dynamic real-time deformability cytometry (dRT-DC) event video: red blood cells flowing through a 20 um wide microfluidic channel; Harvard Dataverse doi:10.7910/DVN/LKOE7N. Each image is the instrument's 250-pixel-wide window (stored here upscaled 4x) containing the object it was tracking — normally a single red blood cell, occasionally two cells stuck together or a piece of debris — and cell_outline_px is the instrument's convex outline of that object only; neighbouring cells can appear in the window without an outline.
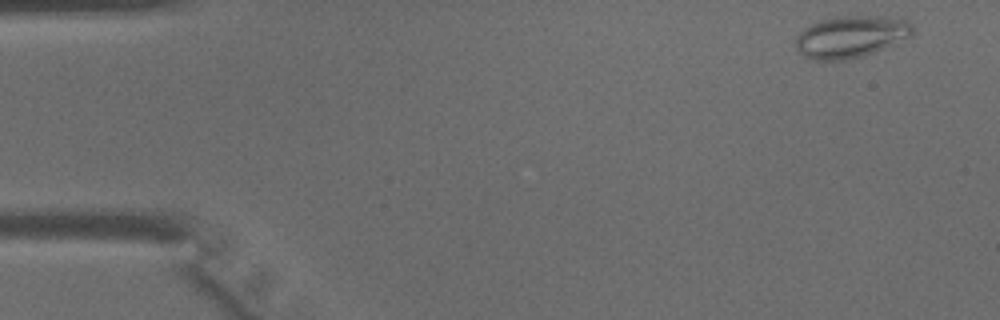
{"species": "common noctule bat (a hibernating species)", "species_latin": "Nyctalus noctula", "temperature_condition": "warm", "stored_images_in_passage": 44, "camera_frame_rate_fps": 3000, "um_per_image_px": 0.085, "animal": {"sex": "male", "body_mass_g": 15.6}, "frame": {"image": 1, "passage_image": 2, "time_ms": 0.333, "image_size_px": [1000, 320], "cell_outline_px": [[912, 36], [864, 56], [844, 60], [816, 60], [804, 56], [796, 48], [796, 36], [804, 28], [820, 20], [836, 16], [904, 16], [912, 24]], "centroid_in_image_um": [72.36, 3.09], "position_along_channel_um": 12.6, "area_um2": 28.78}}
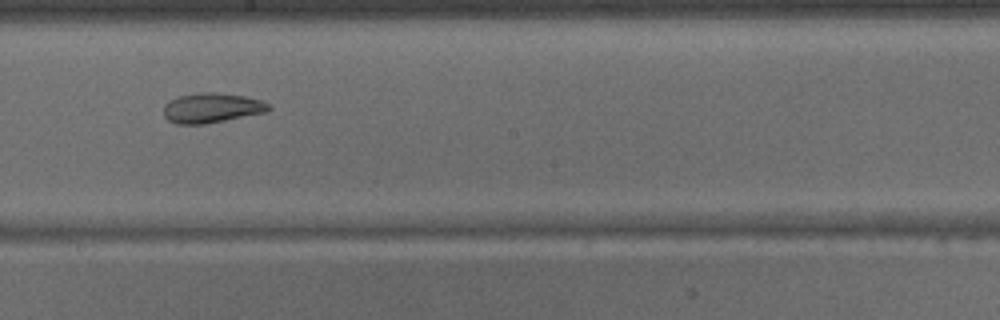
{"frame": {"image": 2, "passage_image": 24, "time_ms": 7.667, "image_size_px": [1000, 320], "cell_outline_px": [[272, 108], [268, 112], [204, 124], [176, 124], [168, 120], [164, 116], [164, 104], [168, 100], [180, 96], [196, 92], [216, 92], [244, 96], [260, 100], [268, 104]], "centroid_in_image_um": [17.98, 9.17], "position_along_channel_um": 230.2, "area_um2": 18.38}}
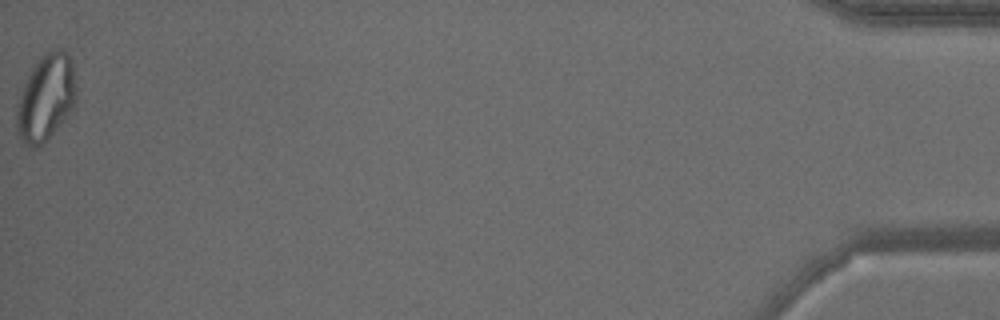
{"frame": {"image": 3, "passage_image": 44, "time_ms": 14.333, "image_size_px": [1000, 320], "cell_outline_px": [[76, 100], [52, 132], [36, 148], [20, 140], [16, 124], [16, 108], [28, 72], [36, 60], [44, 52], [52, 48], [64, 48], [68, 52], [72, 60], [76, 88]], "centroid_in_image_um": [3.89, 8.18], "position_along_channel_um": 431.3, "area_um2": 29.65}}